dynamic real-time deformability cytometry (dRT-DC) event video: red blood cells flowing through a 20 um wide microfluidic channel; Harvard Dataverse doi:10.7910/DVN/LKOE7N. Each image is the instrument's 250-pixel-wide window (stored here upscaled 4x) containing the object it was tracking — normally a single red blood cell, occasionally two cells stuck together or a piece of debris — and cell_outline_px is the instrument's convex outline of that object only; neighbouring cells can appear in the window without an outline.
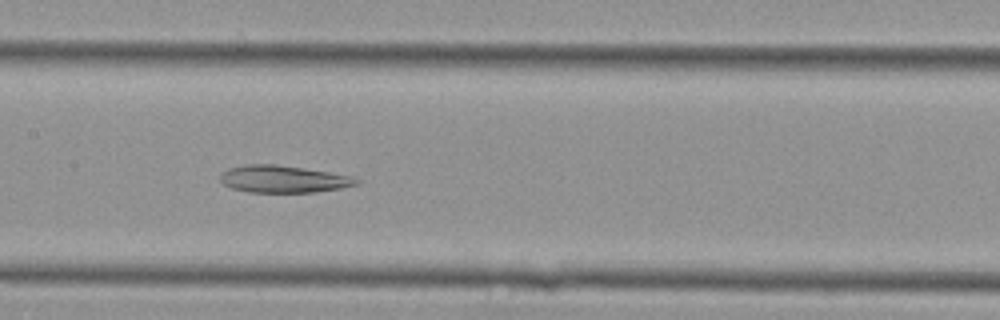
{"species": "Egyptian fruit bat (a non-hibernating species)", "species_latin": "Rousettus aegyptiacus", "temperature_condition": "cold", "stored_images_in_passage": 44, "camera_frame_rate_fps": 3000, "um_per_image_px": 0.085, "animal": {"sex": "female"}, "frame": {"image": 1, "passage_image": 22, "time_ms": 7.0, "image_size_px": [1000, 320], "cell_outline_px": [[360, 184], [340, 188], [316, 192], [248, 192], [232, 188], [224, 184], [220, 180], [220, 172], [228, 168], [244, 164], [276, 164], [304, 168], [352, 176], [360, 180]], "centroid_in_image_um": [24.06, 15.21], "position_along_channel_um": 183.3, "area_um2": 21.68}}
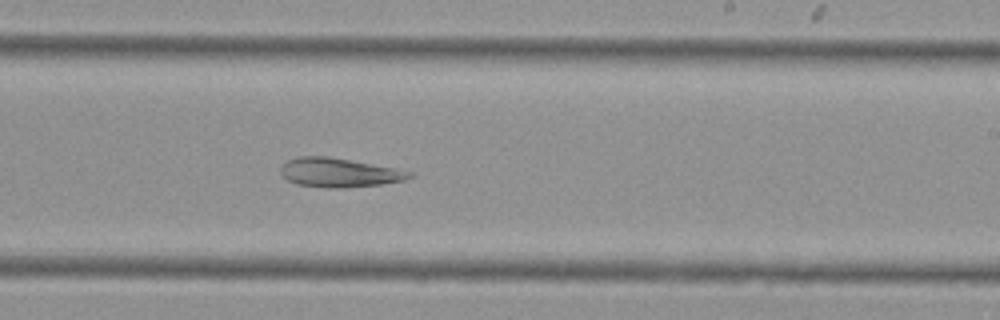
{"frame": {"image": 2, "passage_image": 27, "time_ms": 8.667, "image_size_px": [1000, 320], "cell_outline_px": [[416, 176], [404, 180], [380, 184], [344, 188], [328, 188], [296, 184], [288, 180], [280, 172], [280, 168], [288, 160], [300, 156], [328, 156], [396, 168], [412, 172]], "centroid_in_image_um": [28.84, 14.67], "position_along_channel_um": 260.2, "area_um2": 21.79}}
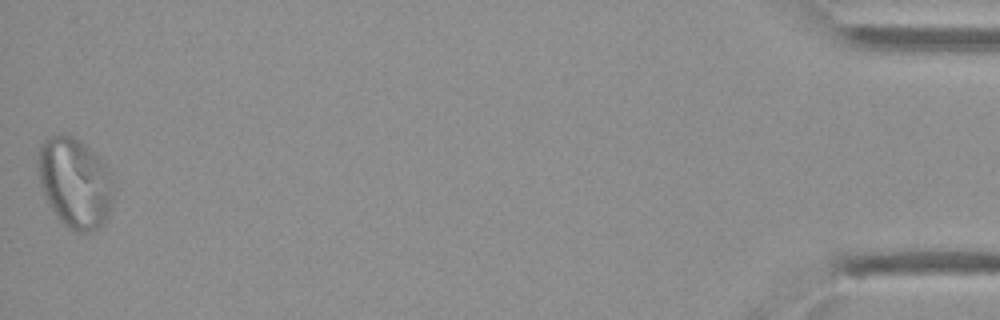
{"frame": {"image": 3, "passage_image": 44, "time_ms": 14.333, "image_size_px": [1000, 320], "cell_outline_px": [[112, 196], [108, 216], [104, 224], [100, 228], [92, 232], [76, 232], [68, 228], [60, 220], [48, 204], [40, 184], [36, 168], [36, 160], [40, 144], [48, 136], [72, 136], [100, 156], [112, 176]], "centroid_in_image_um": [6.35, 15.55], "position_along_channel_um": 428.9, "area_um2": 39.88}}